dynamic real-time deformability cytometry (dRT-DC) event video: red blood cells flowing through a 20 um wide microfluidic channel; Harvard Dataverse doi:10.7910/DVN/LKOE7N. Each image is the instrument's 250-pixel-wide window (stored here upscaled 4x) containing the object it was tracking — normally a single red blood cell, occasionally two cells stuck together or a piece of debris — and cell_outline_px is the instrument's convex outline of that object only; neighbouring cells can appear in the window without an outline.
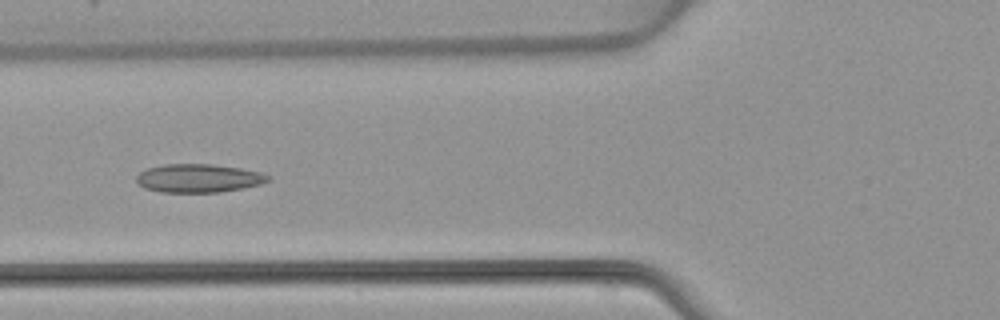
{"species": "common noctule bat (a hibernating species)", "species_latin": "Nyctalus noctula", "temperature_condition": "warm", "stored_images_in_passage": 2, "camera_frame_rate_fps": 3000, "um_per_image_px": 0.085, "animal": {"sex": "female", "body_mass_g": 22.7, "forearm_length_mm": 54.2}, "frame": {"image": 1, "passage_image": 2, "time_ms": 1.0, "image_size_px": [1000, 320], "cell_outline_px": [[272, 176], [268, 180], [260, 184], [220, 192], [160, 192], [144, 188], [136, 180], [136, 176], [140, 172], [148, 168], [164, 164], [212, 164], [240, 168], [260, 172]], "centroid_in_image_um": [16.86, 15.14], "position_along_channel_um": 108.9, "area_um2": 21.68}}